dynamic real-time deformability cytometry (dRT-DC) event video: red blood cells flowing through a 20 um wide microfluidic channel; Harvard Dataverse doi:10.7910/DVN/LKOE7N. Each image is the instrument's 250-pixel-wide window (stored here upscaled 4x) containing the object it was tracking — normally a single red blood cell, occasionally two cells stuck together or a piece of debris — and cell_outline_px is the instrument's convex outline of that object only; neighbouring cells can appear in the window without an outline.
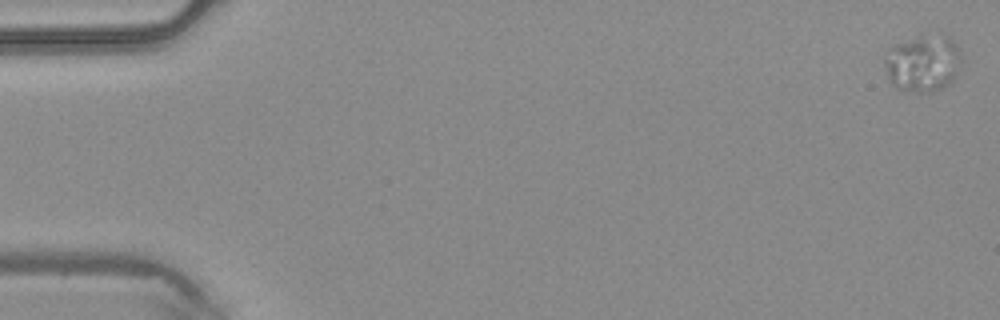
{"species": "common noctule bat (a hibernating species)", "species_latin": "Nyctalus noctula", "temperature_condition": "warm", "stored_images_in_passage": 49, "segment_of_instrument_passage": [1, 2], "camera_frame_rate_fps": 3000, "um_per_image_px": 0.085, "animal": {"sex": "male", "body_mass_g": 20.4}, "frame": {"image": 1, "passage_image": 1, "time_ms": 0.0, "image_size_px": [1000, 320], "cell_outline_px": [[964, 60], [952, 80], [948, 84], [940, 88], [924, 92], [920, 92], [896, 88], [888, 80], [880, 56], [892, 44], [912, 40], [944, 36], [948, 36], [956, 44]], "centroid_in_image_um": [78.39, 5.4], "position_along_channel_um": 6.6, "area_um2": 25.32}}
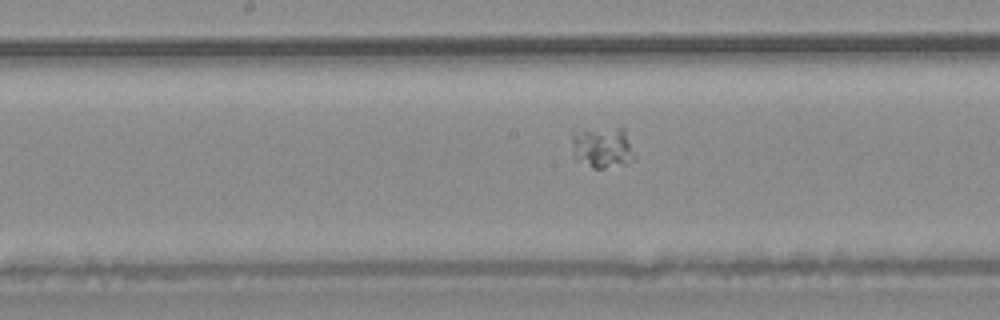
{"frame": {"image": 2, "passage_image": 25, "time_ms": 8.0, "image_size_px": [1000, 320], "cell_outline_px": [[636, 160], [624, 164], [604, 168], [592, 168], [572, 156], [572, 136], [584, 132], [620, 124], [624, 128], [636, 156]], "centroid_in_image_um": [51.29, 12.53], "position_along_channel_um": 196.9, "area_um2": 15.14}}
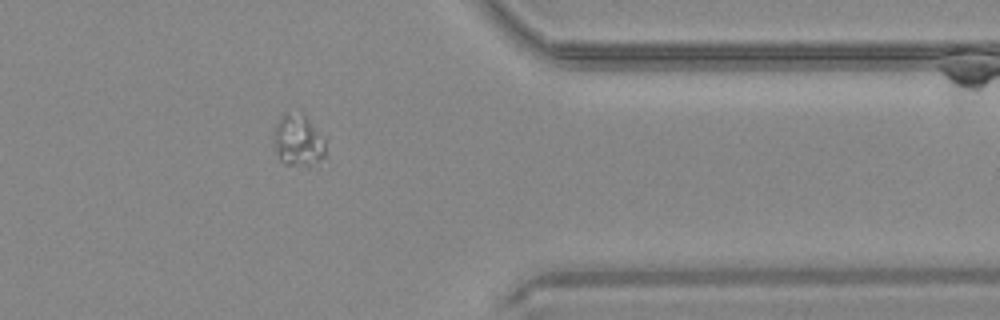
{"frame": {"image": 3, "passage_image": 39, "time_ms": 12.667, "image_size_px": [1000, 320], "cell_outline_px": [[324, 156], [308, 168], [284, 164], [280, 160], [276, 152], [272, 140], [276, 124], [284, 112], [304, 112], [308, 116], [324, 140]], "centroid_in_image_um": [25.31, 11.93], "position_along_channel_um": 386.1, "area_um2": 16.01}}